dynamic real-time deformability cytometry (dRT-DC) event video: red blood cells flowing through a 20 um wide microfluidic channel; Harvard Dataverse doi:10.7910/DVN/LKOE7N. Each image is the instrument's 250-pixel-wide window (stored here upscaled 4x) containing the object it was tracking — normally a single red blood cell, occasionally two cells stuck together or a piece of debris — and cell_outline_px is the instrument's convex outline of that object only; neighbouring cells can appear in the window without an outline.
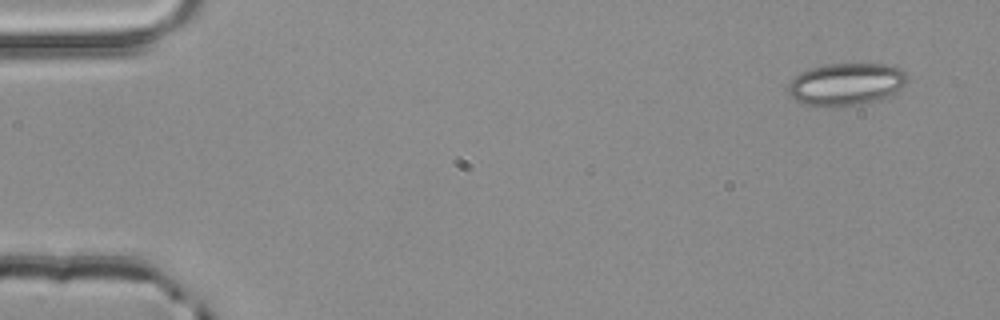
{"species": "common noctule bat (a hibernating species)", "species_latin": "Nyctalus noctula", "temperature_condition": "room temperature", "stored_images_in_passage": 3, "camera_frame_rate_fps": 3000, "um_per_image_px": 0.085, "animal": {"sex": "male", "body_mass_g": 20.4}, "frame": {"image": 1, "passage_image": 1, "time_ms": 0.0, "image_size_px": [1000, 320], "cell_outline_px": [[908, 80], [896, 92], [880, 100], [860, 104], [832, 108], [824, 108], [800, 104], [788, 92], [788, 84], [800, 72], [824, 64], [888, 64], [900, 68], [908, 76]], "centroid_in_image_um": [71.91, 7.18], "position_along_channel_um": 13.1, "area_um2": 29.82}}